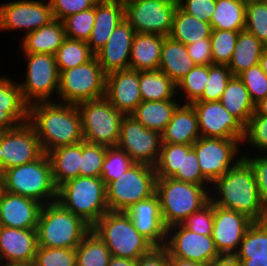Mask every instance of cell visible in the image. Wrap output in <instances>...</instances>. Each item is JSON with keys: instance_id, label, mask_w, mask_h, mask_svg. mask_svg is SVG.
Masks as SVG:
<instances>
[{"instance_id": "6da1fadb", "label": "cell", "mask_w": 267, "mask_h": 266, "mask_svg": "<svg viewBox=\"0 0 267 266\" xmlns=\"http://www.w3.org/2000/svg\"><path fill=\"white\" fill-rule=\"evenodd\" d=\"M58 101L29 105L28 122L37 133L43 153L83 141L77 105Z\"/></svg>"}, {"instance_id": "7a4b0ae2", "label": "cell", "mask_w": 267, "mask_h": 266, "mask_svg": "<svg viewBox=\"0 0 267 266\" xmlns=\"http://www.w3.org/2000/svg\"><path fill=\"white\" fill-rule=\"evenodd\" d=\"M211 189L215 192L213 196V190L210 191V201L214 205L244 214L253 222L267 220L253 168L244 158L219 177L211 185Z\"/></svg>"}, {"instance_id": "3957f363", "label": "cell", "mask_w": 267, "mask_h": 266, "mask_svg": "<svg viewBox=\"0 0 267 266\" xmlns=\"http://www.w3.org/2000/svg\"><path fill=\"white\" fill-rule=\"evenodd\" d=\"M209 188V190H208ZM211 186L196 185L173 178H156L158 196L166 228L182 224L188 216L210 201Z\"/></svg>"}, {"instance_id": "277c9868", "label": "cell", "mask_w": 267, "mask_h": 266, "mask_svg": "<svg viewBox=\"0 0 267 266\" xmlns=\"http://www.w3.org/2000/svg\"><path fill=\"white\" fill-rule=\"evenodd\" d=\"M92 227L57 201L43 205L37 224L38 246L76 248Z\"/></svg>"}, {"instance_id": "5b68a950", "label": "cell", "mask_w": 267, "mask_h": 266, "mask_svg": "<svg viewBox=\"0 0 267 266\" xmlns=\"http://www.w3.org/2000/svg\"><path fill=\"white\" fill-rule=\"evenodd\" d=\"M1 186L6 192L31 198L43 205L57 199V188L46 153L33 162L4 170Z\"/></svg>"}, {"instance_id": "8992f818", "label": "cell", "mask_w": 267, "mask_h": 266, "mask_svg": "<svg viewBox=\"0 0 267 266\" xmlns=\"http://www.w3.org/2000/svg\"><path fill=\"white\" fill-rule=\"evenodd\" d=\"M56 201L91 227L109 211L101 177L78 176L67 181L57 188Z\"/></svg>"}, {"instance_id": "52a82bcc", "label": "cell", "mask_w": 267, "mask_h": 266, "mask_svg": "<svg viewBox=\"0 0 267 266\" xmlns=\"http://www.w3.org/2000/svg\"><path fill=\"white\" fill-rule=\"evenodd\" d=\"M92 230L114 257L137 260L154 247L138 232L125 212H106Z\"/></svg>"}, {"instance_id": "ba28073f", "label": "cell", "mask_w": 267, "mask_h": 266, "mask_svg": "<svg viewBox=\"0 0 267 266\" xmlns=\"http://www.w3.org/2000/svg\"><path fill=\"white\" fill-rule=\"evenodd\" d=\"M76 105L81 117L83 140L107 148L117 146L125 115L115 109L105 97Z\"/></svg>"}, {"instance_id": "9c48e42d", "label": "cell", "mask_w": 267, "mask_h": 266, "mask_svg": "<svg viewBox=\"0 0 267 266\" xmlns=\"http://www.w3.org/2000/svg\"><path fill=\"white\" fill-rule=\"evenodd\" d=\"M156 173L153 166L134 163L118 179L106 184L109 211L124 212L140 200L155 193Z\"/></svg>"}, {"instance_id": "30bf717a", "label": "cell", "mask_w": 267, "mask_h": 266, "mask_svg": "<svg viewBox=\"0 0 267 266\" xmlns=\"http://www.w3.org/2000/svg\"><path fill=\"white\" fill-rule=\"evenodd\" d=\"M60 103L78 104L105 96L106 73L94 56L87 63L59 71Z\"/></svg>"}, {"instance_id": "8fae6325", "label": "cell", "mask_w": 267, "mask_h": 266, "mask_svg": "<svg viewBox=\"0 0 267 266\" xmlns=\"http://www.w3.org/2000/svg\"><path fill=\"white\" fill-rule=\"evenodd\" d=\"M28 64L24 82L19 83L24 101L31 105L36 102L52 101L58 93L60 73L53 54L23 53Z\"/></svg>"}, {"instance_id": "7c38bea8", "label": "cell", "mask_w": 267, "mask_h": 266, "mask_svg": "<svg viewBox=\"0 0 267 266\" xmlns=\"http://www.w3.org/2000/svg\"><path fill=\"white\" fill-rule=\"evenodd\" d=\"M177 0H130L124 3V19L136 33L169 36Z\"/></svg>"}, {"instance_id": "4fadbf2b", "label": "cell", "mask_w": 267, "mask_h": 266, "mask_svg": "<svg viewBox=\"0 0 267 266\" xmlns=\"http://www.w3.org/2000/svg\"><path fill=\"white\" fill-rule=\"evenodd\" d=\"M242 143L240 139L200 137L192 144L201 174L211 185L243 158L238 154Z\"/></svg>"}, {"instance_id": "5bb4252c", "label": "cell", "mask_w": 267, "mask_h": 266, "mask_svg": "<svg viewBox=\"0 0 267 266\" xmlns=\"http://www.w3.org/2000/svg\"><path fill=\"white\" fill-rule=\"evenodd\" d=\"M117 146L123 149L134 163L155 166L162 147L161 133L145 128L131 115L121 122Z\"/></svg>"}, {"instance_id": "9a60e30c", "label": "cell", "mask_w": 267, "mask_h": 266, "mask_svg": "<svg viewBox=\"0 0 267 266\" xmlns=\"http://www.w3.org/2000/svg\"><path fill=\"white\" fill-rule=\"evenodd\" d=\"M166 236L164 247L168 251V256L199 262L205 265L221 256L215 247L211 235L195 233L183 224H177L167 228Z\"/></svg>"}, {"instance_id": "2e32d148", "label": "cell", "mask_w": 267, "mask_h": 266, "mask_svg": "<svg viewBox=\"0 0 267 266\" xmlns=\"http://www.w3.org/2000/svg\"><path fill=\"white\" fill-rule=\"evenodd\" d=\"M54 20L50 1L16 0L0 4L1 30L33 32Z\"/></svg>"}, {"instance_id": "e0dca14e", "label": "cell", "mask_w": 267, "mask_h": 266, "mask_svg": "<svg viewBox=\"0 0 267 266\" xmlns=\"http://www.w3.org/2000/svg\"><path fill=\"white\" fill-rule=\"evenodd\" d=\"M1 157L4 170L37 160L42 154L39 138L29 122L0 132Z\"/></svg>"}, {"instance_id": "ac0fdd59", "label": "cell", "mask_w": 267, "mask_h": 266, "mask_svg": "<svg viewBox=\"0 0 267 266\" xmlns=\"http://www.w3.org/2000/svg\"><path fill=\"white\" fill-rule=\"evenodd\" d=\"M191 105L197 114L201 137L243 141L245 126L219 101H195Z\"/></svg>"}, {"instance_id": "d6986e66", "label": "cell", "mask_w": 267, "mask_h": 266, "mask_svg": "<svg viewBox=\"0 0 267 266\" xmlns=\"http://www.w3.org/2000/svg\"><path fill=\"white\" fill-rule=\"evenodd\" d=\"M253 221L234 210L214 205L212 238L220 255L234 256Z\"/></svg>"}, {"instance_id": "ffe728a7", "label": "cell", "mask_w": 267, "mask_h": 266, "mask_svg": "<svg viewBox=\"0 0 267 266\" xmlns=\"http://www.w3.org/2000/svg\"><path fill=\"white\" fill-rule=\"evenodd\" d=\"M37 248L36 229L0 226V266L33 263Z\"/></svg>"}, {"instance_id": "44dd1931", "label": "cell", "mask_w": 267, "mask_h": 266, "mask_svg": "<svg viewBox=\"0 0 267 266\" xmlns=\"http://www.w3.org/2000/svg\"><path fill=\"white\" fill-rule=\"evenodd\" d=\"M124 115H131L142 102L139 71L117 70L106 74L105 96Z\"/></svg>"}, {"instance_id": "7402d4cb", "label": "cell", "mask_w": 267, "mask_h": 266, "mask_svg": "<svg viewBox=\"0 0 267 266\" xmlns=\"http://www.w3.org/2000/svg\"><path fill=\"white\" fill-rule=\"evenodd\" d=\"M124 212L138 232L154 247L165 245L167 228L162 218L158 196L155 193L133 204Z\"/></svg>"}, {"instance_id": "603a6c76", "label": "cell", "mask_w": 267, "mask_h": 266, "mask_svg": "<svg viewBox=\"0 0 267 266\" xmlns=\"http://www.w3.org/2000/svg\"><path fill=\"white\" fill-rule=\"evenodd\" d=\"M43 204L25 196L0 191V226L36 229Z\"/></svg>"}, {"instance_id": "cb8c5ba5", "label": "cell", "mask_w": 267, "mask_h": 266, "mask_svg": "<svg viewBox=\"0 0 267 266\" xmlns=\"http://www.w3.org/2000/svg\"><path fill=\"white\" fill-rule=\"evenodd\" d=\"M135 34L134 29L124 19L115 27L107 43L94 54L106 74L129 69L131 46Z\"/></svg>"}, {"instance_id": "d4e9b609", "label": "cell", "mask_w": 267, "mask_h": 266, "mask_svg": "<svg viewBox=\"0 0 267 266\" xmlns=\"http://www.w3.org/2000/svg\"><path fill=\"white\" fill-rule=\"evenodd\" d=\"M29 105L24 101L19 82L0 76V132L28 122Z\"/></svg>"}, {"instance_id": "484cf974", "label": "cell", "mask_w": 267, "mask_h": 266, "mask_svg": "<svg viewBox=\"0 0 267 266\" xmlns=\"http://www.w3.org/2000/svg\"><path fill=\"white\" fill-rule=\"evenodd\" d=\"M122 20H124V3L99 0L95 4V22L87 41L94 54L107 43L115 27Z\"/></svg>"}, {"instance_id": "4316f807", "label": "cell", "mask_w": 267, "mask_h": 266, "mask_svg": "<svg viewBox=\"0 0 267 266\" xmlns=\"http://www.w3.org/2000/svg\"><path fill=\"white\" fill-rule=\"evenodd\" d=\"M181 104L176 108L171 120L161 133L162 143L192 145L201 137L197 114L193 106Z\"/></svg>"}, {"instance_id": "83f0119b", "label": "cell", "mask_w": 267, "mask_h": 266, "mask_svg": "<svg viewBox=\"0 0 267 266\" xmlns=\"http://www.w3.org/2000/svg\"><path fill=\"white\" fill-rule=\"evenodd\" d=\"M165 37L158 34L136 33L131 46L129 69L158 70Z\"/></svg>"}, {"instance_id": "f1b7e54d", "label": "cell", "mask_w": 267, "mask_h": 266, "mask_svg": "<svg viewBox=\"0 0 267 266\" xmlns=\"http://www.w3.org/2000/svg\"><path fill=\"white\" fill-rule=\"evenodd\" d=\"M66 32L63 22L52 20L48 25L24 34L19 46L22 53H42L55 55L58 48L64 42Z\"/></svg>"}, {"instance_id": "f546056e", "label": "cell", "mask_w": 267, "mask_h": 266, "mask_svg": "<svg viewBox=\"0 0 267 266\" xmlns=\"http://www.w3.org/2000/svg\"><path fill=\"white\" fill-rule=\"evenodd\" d=\"M46 154L50 160L52 178L56 188L79 176L82 141L58 147Z\"/></svg>"}, {"instance_id": "4dcf8cb0", "label": "cell", "mask_w": 267, "mask_h": 266, "mask_svg": "<svg viewBox=\"0 0 267 266\" xmlns=\"http://www.w3.org/2000/svg\"><path fill=\"white\" fill-rule=\"evenodd\" d=\"M195 66L186 45L169 36L164 38L159 62L161 72H164L177 84Z\"/></svg>"}, {"instance_id": "1f68e13d", "label": "cell", "mask_w": 267, "mask_h": 266, "mask_svg": "<svg viewBox=\"0 0 267 266\" xmlns=\"http://www.w3.org/2000/svg\"><path fill=\"white\" fill-rule=\"evenodd\" d=\"M266 46L252 33L241 30L238 34L234 52L227 65L233 76L252 66L259 64V60Z\"/></svg>"}, {"instance_id": "d6a6232c", "label": "cell", "mask_w": 267, "mask_h": 266, "mask_svg": "<svg viewBox=\"0 0 267 266\" xmlns=\"http://www.w3.org/2000/svg\"><path fill=\"white\" fill-rule=\"evenodd\" d=\"M176 100L142 101L131 114L145 128L162 133L180 105Z\"/></svg>"}, {"instance_id": "836d02e7", "label": "cell", "mask_w": 267, "mask_h": 266, "mask_svg": "<svg viewBox=\"0 0 267 266\" xmlns=\"http://www.w3.org/2000/svg\"><path fill=\"white\" fill-rule=\"evenodd\" d=\"M219 102L244 126L254 113L255 105L251 101L247 88L238 76H233L227 84Z\"/></svg>"}, {"instance_id": "e575fe53", "label": "cell", "mask_w": 267, "mask_h": 266, "mask_svg": "<svg viewBox=\"0 0 267 266\" xmlns=\"http://www.w3.org/2000/svg\"><path fill=\"white\" fill-rule=\"evenodd\" d=\"M139 88L142 101L175 100L176 83L158 70L139 71Z\"/></svg>"}, {"instance_id": "d590c367", "label": "cell", "mask_w": 267, "mask_h": 266, "mask_svg": "<svg viewBox=\"0 0 267 266\" xmlns=\"http://www.w3.org/2000/svg\"><path fill=\"white\" fill-rule=\"evenodd\" d=\"M211 31L210 23L198 20L178 6L173 17L169 37L184 45H188L203 38H210Z\"/></svg>"}, {"instance_id": "8d00e7d4", "label": "cell", "mask_w": 267, "mask_h": 266, "mask_svg": "<svg viewBox=\"0 0 267 266\" xmlns=\"http://www.w3.org/2000/svg\"><path fill=\"white\" fill-rule=\"evenodd\" d=\"M246 5L238 0H216L211 18L212 29L241 31L245 29Z\"/></svg>"}, {"instance_id": "74e56055", "label": "cell", "mask_w": 267, "mask_h": 266, "mask_svg": "<svg viewBox=\"0 0 267 266\" xmlns=\"http://www.w3.org/2000/svg\"><path fill=\"white\" fill-rule=\"evenodd\" d=\"M111 257L106 244L93 230L76 247V266H108Z\"/></svg>"}, {"instance_id": "f35d334b", "label": "cell", "mask_w": 267, "mask_h": 266, "mask_svg": "<svg viewBox=\"0 0 267 266\" xmlns=\"http://www.w3.org/2000/svg\"><path fill=\"white\" fill-rule=\"evenodd\" d=\"M235 259L267 257V220L253 222L240 243Z\"/></svg>"}, {"instance_id": "ab89813d", "label": "cell", "mask_w": 267, "mask_h": 266, "mask_svg": "<svg viewBox=\"0 0 267 266\" xmlns=\"http://www.w3.org/2000/svg\"><path fill=\"white\" fill-rule=\"evenodd\" d=\"M56 63L59 71L83 65L94 57L87 42L66 37L58 48Z\"/></svg>"}, {"instance_id": "60d3db41", "label": "cell", "mask_w": 267, "mask_h": 266, "mask_svg": "<svg viewBox=\"0 0 267 266\" xmlns=\"http://www.w3.org/2000/svg\"><path fill=\"white\" fill-rule=\"evenodd\" d=\"M208 81V66L196 65L176 85L177 91H182L186 99L185 104L197 101L203 94Z\"/></svg>"}, {"instance_id": "b9f144b4", "label": "cell", "mask_w": 267, "mask_h": 266, "mask_svg": "<svg viewBox=\"0 0 267 266\" xmlns=\"http://www.w3.org/2000/svg\"><path fill=\"white\" fill-rule=\"evenodd\" d=\"M232 77L227 65H208V81L202 96L197 101H219Z\"/></svg>"}, {"instance_id": "7bdbcfd3", "label": "cell", "mask_w": 267, "mask_h": 266, "mask_svg": "<svg viewBox=\"0 0 267 266\" xmlns=\"http://www.w3.org/2000/svg\"><path fill=\"white\" fill-rule=\"evenodd\" d=\"M239 32L212 29L210 40L213 64H229Z\"/></svg>"}, {"instance_id": "ee69618b", "label": "cell", "mask_w": 267, "mask_h": 266, "mask_svg": "<svg viewBox=\"0 0 267 266\" xmlns=\"http://www.w3.org/2000/svg\"><path fill=\"white\" fill-rule=\"evenodd\" d=\"M66 37L87 42L95 22V6L67 16L62 20Z\"/></svg>"}, {"instance_id": "f6af8a7d", "label": "cell", "mask_w": 267, "mask_h": 266, "mask_svg": "<svg viewBox=\"0 0 267 266\" xmlns=\"http://www.w3.org/2000/svg\"><path fill=\"white\" fill-rule=\"evenodd\" d=\"M107 147L82 141L79 176L101 177Z\"/></svg>"}, {"instance_id": "bcb514c9", "label": "cell", "mask_w": 267, "mask_h": 266, "mask_svg": "<svg viewBox=\"0 0 267 266\" xmlns=\"http://www.w3.org/2000/svg\"><path fill=\"white\" fill-rule=\"evenodd\" d=\"M133 164L134 162L123 149L118 146L108 147L101 171V179L105 184L116 180Z\"/></svg>"}, {"instance_id": "7dc6e473", "label": "cell", "mask_w": 267, "mask_h": 266, "mask_svg": "<svg viewBox=\"0 0 267 266\" xmlns=\"http://www.w3.org/2000/svg\"><path fill=\"white\" fill-rule=\"evenodd\" d=\"M171 178L186 183L211 186L201 174L197 155L192 145L182 144L181 171H177Z\"/></svg>"}, {"instance_id": "c3c4849f", "label": "cell", "mask_w": 267, "mask_h": 266, "mask_svg": "<svg viewBox=\"0 0 267 266\" xmlns=\"http://www.w3.org/2000/svg\"><path fill=\"white\" fill-rule=\"evenodd\" d=\"M182 144L162 143L155 173L157 178H171L177 171H181Z\"/></svg>"}, {"instance_id": "681fc988", "label": "cell", "mask_w": 267, "mask_h": 266, "mask_svg": "<svg viewBox=\"0 0 267 266\" xmlns=\"http://www.w3.org/2000/svg\"><path fill=\"white\" fill-rule=\"evenodd\" d=\"M245 30L267 47V5L255 2L246 5Z\"/></svg>"}, {"instance_id": "f907efd6", "label": "cell", "mask_w": 267, "mask_h": 266, "mask_svg": "<svg viewBox=\"0 0 267 266\" xmlns=\"http://www.w3.org/2000/svg\"><path fill=\"white\" fill-rule=\"evenodd\" d=\"M35 266H76V248H37Z\"/></svg>"}, {"instance_id": "816d5d0a", "label": "cell", "mask_w": 267, "mask_h": 266, "mask_svg": "<svg viewBox=\"0 0 267 266\" xmlns=\"http://www.w3.org/2000/svg\"><path fill=\"white\" fill-rule=\"evenodd\" d=\"M238 78L247 88L254 105L267 96V74L259 64L241 72Z\"/></svg>"}, {"instance_id": "f5cc1de1", "label": "cell", "mask_w": 267, "mask_h": 266, "mask_svg": "<svg viewBox=\"0 0 267 266\" xmlns=\"http://www.w3.org/2000/svg\"><path fill=\"white\" fill-rule=\"evenodd\" d=\"M254 147L258 148V153L261 154L266 151L267 153V117L257 115L255 112L249 119L248 124L245 126V136L243 143L246 142Z\"/></svg>"}, {"instance_id": "db71d44e", "label": "cell", "mask_w": 267, "mask_h": 266, "mask_svg": "<svg viewBox=\"0 0 267 266\" xmlns=\"http://www.w3.org/2000/svg\"><path fill=\"white\" fill-rule=\"evenodd\" d=\"M213 223L214 204L209 201L200 210L188 216L182 224L195 233L212 235Z\"/></svg>"}, {"instance_id": "11a10c76", "label": "cell", "mask_w": 267, "mask_h": 266, "mask_svg": "<svg viewBox=\"0 0 267 266\" xmlns=\"http://www.w3.org/2000/svg\"><path fill=\"white\" fill-rule=\"evenodd\" d=\"M242 155L253 168L260 201L264 210L267 212V155L265 153L262 156L258 154L255 157L252 156L253 158L250 155H246V153Z\"/></svg>"}, {"instance_id": "9f6ffc18", "label": "cell", "mask_w": 267, "mask_h": 266, "mask_svg": "<svg viewBox=\"0 0 267 266\" xmlns=\"http://www.w3.org/2000/svg\"><path fill=\"white\" fill-rule=\"evenodd\" d=\"M54 19L62 21L69 15L86 11L99 0H49Z\"/></svg>"}, {"instance_id": "6f0895ef", "label": "cell", "mask_w": 267, "mask_h": 266, "mask_svg": "<svg viewBox=\"0 0 267 266\" xmlns=\"http://www.w3.org/2000/svg\"><path fill=\"white\" fill-rule=\"evenodd\" d=\"M178 6L187 14L211 24L216 0H177Z\"/></svg>"}, {"instance_id": "680465c9", "label": "cell", "mask_w": 267, "mask_h": 266, "mask_svg": "<svg viewBox=\"0 0 267 266\" xmlns=\"http://www.w3.org/2000/svg\"><path fill=\"white\" fill-rule=\"evenodd\" d=\"M189 56L196 65L208 66L213 64L210 38H203L200 41L186 45Z\"/></svg>"}, {"instance_id": "91938a15", "label": "cell", "mask_w": 267, "mask_h": 266, "mask_svg": "<svg viewBox=\"0 0 267 266\" xmlns=\"http://www.w3.org/2000/svg\"><path fill=\"white\" fill-rule=\"evenodd\" d=\"M136 266H168V251L163 247H153L136 260Z\"/></svg>"}, {"instance_id": "94428289", "label": "cell", "mask_w": 267, "mask_h": 266, "mask_svg": "<svg viewBox=\"0 0 267 266\" xmlns=\"http://www.w3.org/2000/svg\"><path fill=\"white\" fill-rule=\"evenodd\" d=\"M206 266H240L234 256L221 255L213 259Z\"/></svg>"}, {"instance_id": "6125c7cd", "label": "cell", "mask_w": 267, "mask_h": 266, "mask_svg": "<svg viewBox=\"0 0 267 266\" xmlns=\"http://www.w3.org/2000/svg\"><path fill=\"white\" fill-rule=\"evenodd\" d=\"M240 266H267V257H251V259H236Z\"/></svg>"}, {"instance_id": "be15d7a7", "label": "cell", "mask_w": 267, "mask_h": 266, "mask_svg": "<svg viewBox=\"0 0 267 266\" xmlns=\"http://www.w3.org/2000/svg\"><path fill=\"white\" fill-rule=\"evenodd\" d=\"M168 266H206L205 264L168 256Z\"/></svg>"}, {"instance_id": "e7e4bbea", "label": "cell", "mask_w": 267, "mask_h": 266, "mask_svg": "<svg viewBox=\"0 0 267 266\" xmlns=\"http://www.w3.org/2000/svg\"><path fill=\"white\" fill-rule=\"evenodd\" d=\"M108 266H136V260L112 256Z\"/></svg>"}, {"instance_id": "03108f58", "label": "cell", "mask_w": 267, "mask_h": 266, "mask_svg": "<svg viewBox=\"0 0 267 266\" xmlns=\"http://www.w3.org/2000/svg\"><path fill=\"white\" fill-rule=\"evenodd\" d=\"M254 112L257 115L267 117V96L264 99H262L261 101H259L257 104H255Z\"/></svg>"}, {"instance_id": "003e7915", "label": "cell", "mask_w": 267, "mask_h": 266, "mask_svg": "<svg viewBox=\"0 0 267 266\" xmlns=\"http://www.w3.org/2000/svg\"><path fill=\"white\" fill-rule=\"evenodd\" d=\"M259 65L261 69L267 74V47L264 48L262 51L260 60H259Z\"/></svg>"}, {"instance_id": "a7ac6f4b", "label": "cell", "mask_w": 267, "mask_h": 266, "mask_svg": "<svg viewBox=\"0 0 267 266\" xmlns=\"http://www.w3.org/2000/svg\"><path fill=\"white\" fill-rule=\"evenodd\" d=\"M239 2L243 3L244 5L259 2L260 0H238Z\"/></svg>"}, {"instance_id": "89a4df30", "label": "cell", "mask_w": 267, "mask_h": 266, "mask_svg": "<svg viewBox=\"0 0 267 266\" xmlns=\"http://www.w3.org/2000/svg\"><path fill=\"white\" fill-rule=\"evenodd\" d=\"M2 175H3V160L1 157V147H0V178L2 177Z\"/></svg>"}, {"instance_id": "2644e50d", "label": "cell", "mask_w": 267, "mask_h": 266, "mask_svg": "<svg viewBox=\"0 0 267 266\" xmlns=\"http://www.w3.org/2000/svg\"><path fill=\"white\" fill-rule=\"evenodd\" d=\"M12 266H35L34 263H28V264H17V265H12Z\"/></svg>"}, {"instance_id": "8c879c8a", "label": "cell", "mask_w": 267, "mask_h": 266, "mask_svg": "<svg viewBox=\"0 0 267 266\" xmlns=\"http://www.w3.org/2000/svg\"><path fill=\"white\" fill-rule=\"evenodd\" d=\"M112 1H118V2H121V3H126V2H128L130 0H112Z\"/></svg>"}, {"instance_id": "753ad0ef", "label": "cell", "mask_w": 267, "mask_h": 266, "mask_svg": "<svg viewBox=\"0 0 267 266\" xmlns=\"http://www.w3.org/2000/svg\"><path fill=\"white\" fill-rule=\"evenodd\" d=\"M259 2L267 5V0H260Z\"/></svg>"}, {"instance_id": "34e18365", "label": "cell", "mask_w": 267, "mask_h": 266, "mask_svg": "<svg viewBox=\"0 0 267 266\" xmlns=\"http://www.w3.org/2000/svg\"><path fill=\"white\" fill-rule=\"evenodd\" d=\"M1 189H2V186H1V178H0V191H1Z\"/></svg>"}]
</instances>
